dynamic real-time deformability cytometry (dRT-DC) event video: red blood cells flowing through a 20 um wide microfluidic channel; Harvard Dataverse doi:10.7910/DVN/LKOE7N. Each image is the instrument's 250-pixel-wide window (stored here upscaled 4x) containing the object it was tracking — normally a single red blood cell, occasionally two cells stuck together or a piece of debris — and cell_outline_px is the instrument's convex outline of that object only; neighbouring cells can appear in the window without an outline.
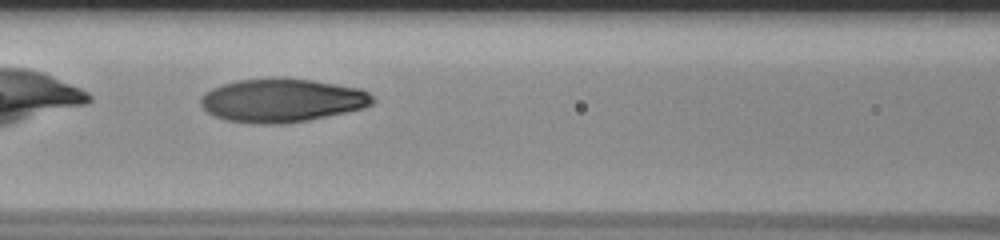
{"species": "human", "species_latin": "Homo sapiens", "temperature_condition": "room temperature", "stored_images_in_passage": 29, "camera_frame_rate_fps": 3000, "um_per_image_px": 0.085, "donor": {"sex": "male"}, "frame": {"image": 1, "passage_image": 7, "time_ms": 2.0, "image_size_px": [1000, 240], "cell_outline_px": [[376, 100], [372, 104], [364, 108], [308, 120], [284, 124], [252, 124], [224, 120], [208, 112], [200, 104], [200, 96], [204, 92], [212, 88], [224, 84], [240, 80], [312, 80], [360, 88], [368, 92]], "centroid_in_image_um": [23.97, 8.57], "position_along_channel_um": 142.6, "area_um2": 43.0}}
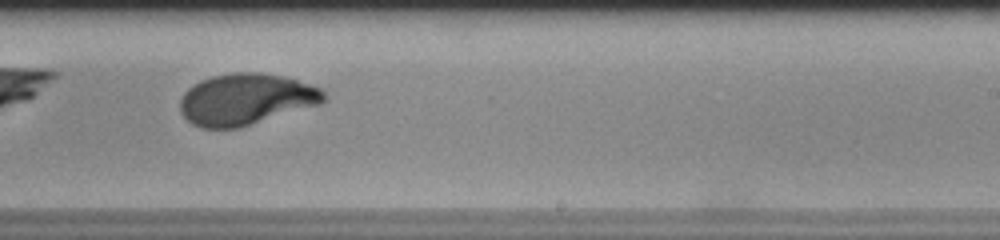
{"frame": {"image": 2, "passage_image": 17, "time_ms": 5.333, "image_size_px": [1000, 240], "cell_outline_px": [[328, 96], [320, 104], [240, 128], [200, 128], [192, 124], [180, 112], [180, 100], [184, 92], [188, 88], [200, 80], [212, 76], [232, 72], [256, 72], [280, 76], [296, 80], [320, 88]], "centroid_in_image_um": [20.87, 8.45], "position_along_channel_um": 268.1, "area_um2": 43.0}}
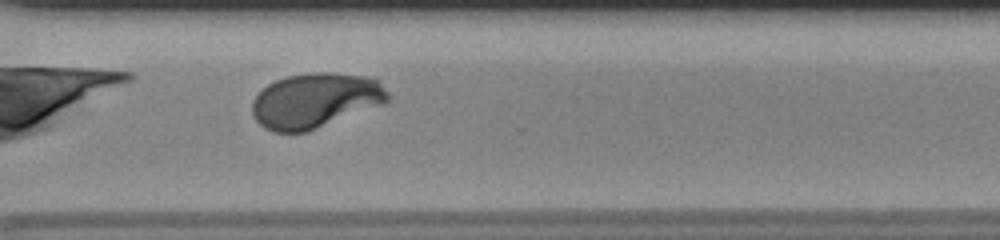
{"frame": {"image": 3, "passage_image": 23, "time_ms": 7.333, "image_size_px": [1000, 240], "cell_outline_px": [[392, 96], [388, 100], [380, 104], [308, 132], [272, 132], [264, 128], [256, 120], [252, 112], [252, 100], [268, 84], [276, 80], [288, 76], [312, 72], [328, 72], [376, 76], [380, 80]], "centroid_in_image_um": [26.83, 8.52], "position_along_channel_um": 343.8, "area_um2": 43.64}, "authors_computed_cell_mechanics": {"area_um2": 43.0032, "velocity_mm_per_s": 3.7826, "shape_relaxation_time_tau1_ms": 4.1898, "shape_relaxation_time_tau2_ms": null, "deformation_change_tau1": 0.2364, "deformation_change_tau2": null}}